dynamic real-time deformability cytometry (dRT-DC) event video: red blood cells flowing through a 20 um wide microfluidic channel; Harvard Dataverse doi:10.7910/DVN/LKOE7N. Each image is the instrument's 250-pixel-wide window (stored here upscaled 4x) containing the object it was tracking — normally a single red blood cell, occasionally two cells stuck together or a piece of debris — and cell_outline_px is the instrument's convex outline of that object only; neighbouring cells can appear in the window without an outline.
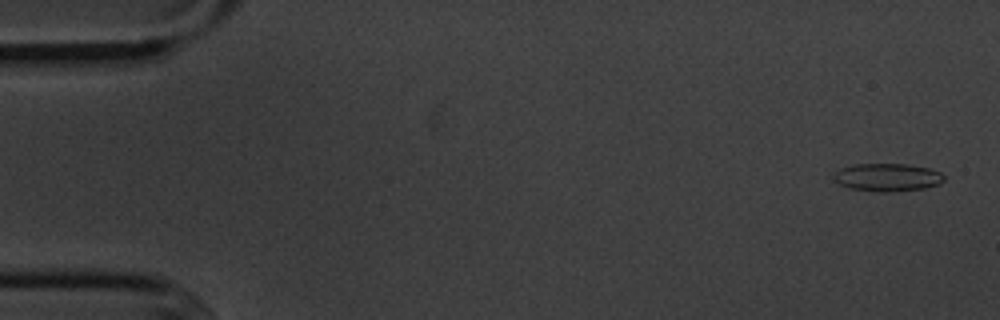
{"species": "common noctule bat (a hibernating species)", "species_latin": "Nyctalus noctula", "temperature_condition": "cold", "stored_images_in_passage": 55, "camera_frame_rate_fps": 3000, "um_per_image_px": 0.085, "animal": {"sex": "male", "body_mass_g": 20.1, "forearm_length_mm": 53.5}, "frame": {"image": 1, "passage_image": 2, "time_ms": 0.333, "image_size_px": [1000, 320], "cell_outline_px": [[944, 180], [940, 184], [924, 188], [888, 192], [880, 192], [848, 188], [840, 184], [832, 176], [840, 168], [856, 164], [904, 164], [928, 168], [940, 172], [944, 176]], "centroid_in_image_um": [75.43, 15.07], "position_along_channel_um": 9.6, "area_um2": 17.8}}
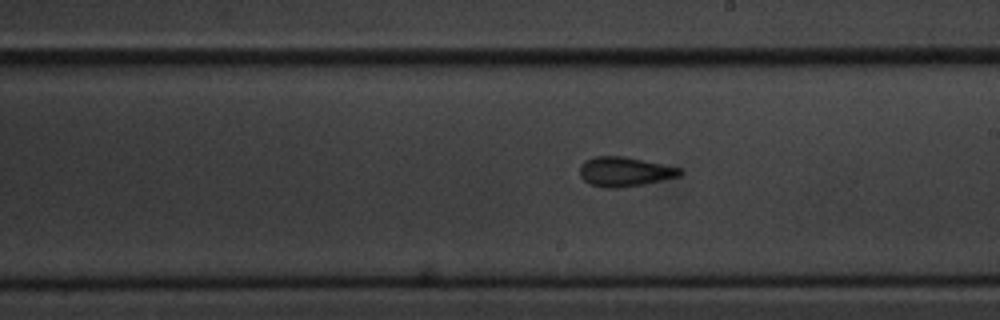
{"frame": {"image": 2, "passage_image": 31, "time_ms": 10.0, "image_size_px": [1000, 320], "cell_outline_px": [[684, 172], [680, 176], [644, 184], [616, 188], [604, 188], [592, 184], [584, 180], [580, 176], [580, 164], [584, 160], [596, 156], [624, 156], [680, 168]], "centroid_in_image_um": [53.08, 14.59], "position_along_channel_um": 235.9, "area_um2": 17.17}}
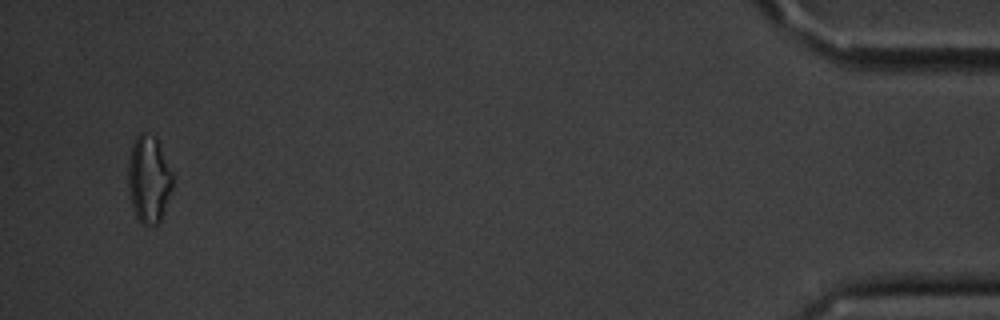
{"frame": {"image": 3, "passage_image": 53, "time_ms": 17.333, "image_size_px": [1000, 320], "cell_outline_px": [[172, 188], [164, 212], [160, 220], [156, 224], [144, 228], [140, 224], [136, 216], [132, 204], [128, 188], [128, 164], [132, 144], [136, 136], [140, 132], [144, 132], [156, 136], [172, 172]], "centroid_in_image_um": [12.64, 15.25], "position_along_channel_um": 422.6, "area_um2": 22.83}, "authors_computed_cell_mechanics": {"area_um2": 17.051, "velocity_mm_per_s": 3.6303, "shape_relaxation_time_tau1_ms": 3.7329, "shape_relaxation_time_tau2_ms": 3.2837, "deformation_change_tau1": 0.1076, "deformation_change_tau2": 0.1088}}